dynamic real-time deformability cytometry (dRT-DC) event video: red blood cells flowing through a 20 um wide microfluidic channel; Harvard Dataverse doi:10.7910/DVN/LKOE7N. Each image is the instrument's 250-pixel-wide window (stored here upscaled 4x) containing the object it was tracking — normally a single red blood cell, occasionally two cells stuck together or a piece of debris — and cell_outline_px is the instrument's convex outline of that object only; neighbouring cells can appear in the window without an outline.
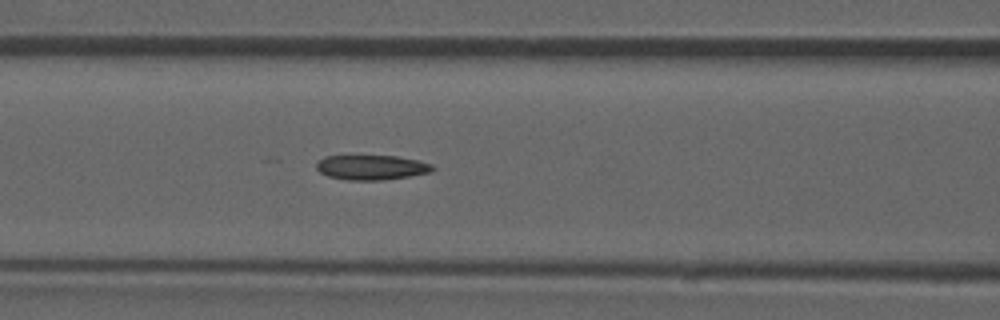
{"species": "common noctule bat (a hibernating species)", "species_latin": "Nyctalus noctula", "temperature_condition": "room temperature", "stored_images_in_passage": 25, "camera_frame_rate_fps": 3000, "um_per_image_px": 0.085, "animal": {"sex": "male", "forearm_length_mm": 52.5}, "frame": {"image": 1, "passage_image": 22, "time_ms": 7.0, "image_size_px": [1000, 320], "cell_outline_px": [[436, 168], [432, 172], [408, 176], [380, 180], [348, 180], [328, 176], [320, 172], [316, 168], [316, 160], [324, 156], [396, 156], [416, 160], [432, 164]], "centroid_in_image_um": [31.55, 14.22], "position_along_channel_um": 135.0, "area_um2": 16.76}}